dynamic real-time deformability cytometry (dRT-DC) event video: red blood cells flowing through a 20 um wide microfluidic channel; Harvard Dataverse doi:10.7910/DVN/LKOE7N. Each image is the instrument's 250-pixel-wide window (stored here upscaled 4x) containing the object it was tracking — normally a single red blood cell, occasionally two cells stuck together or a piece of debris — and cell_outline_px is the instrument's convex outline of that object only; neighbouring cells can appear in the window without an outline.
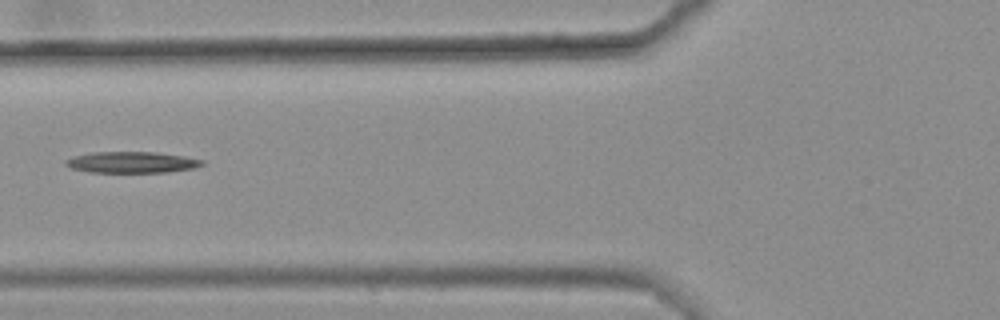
{"species": "common noctule bat (a hibernating species)", "species_latin": "Nyctalus noctula", "temperature_condition": "warm", "stored_images_in_passage": 7, "camera_frame_rate_fps": 3000, "um_per_image_px": 0.085, "animal": {"sex": "female", "body_mass_g": 25.1}, "frame": {"image": 1, "passage_image": 7, "time_ms": 2.0, "image_size_px": [1000, 320], "cell_outline_px": [[204, 164], [196, 168], [168, 172], [88, 172], [72, 168], [64, 164], [64, 160], [72, 156], [92, 152], [156, 152], [184, 156], [204, 160]], "centroid_in_image_um": [11.2, 13.79], "position_along_channel_um": 114.6, "area_um2": 16.99}}